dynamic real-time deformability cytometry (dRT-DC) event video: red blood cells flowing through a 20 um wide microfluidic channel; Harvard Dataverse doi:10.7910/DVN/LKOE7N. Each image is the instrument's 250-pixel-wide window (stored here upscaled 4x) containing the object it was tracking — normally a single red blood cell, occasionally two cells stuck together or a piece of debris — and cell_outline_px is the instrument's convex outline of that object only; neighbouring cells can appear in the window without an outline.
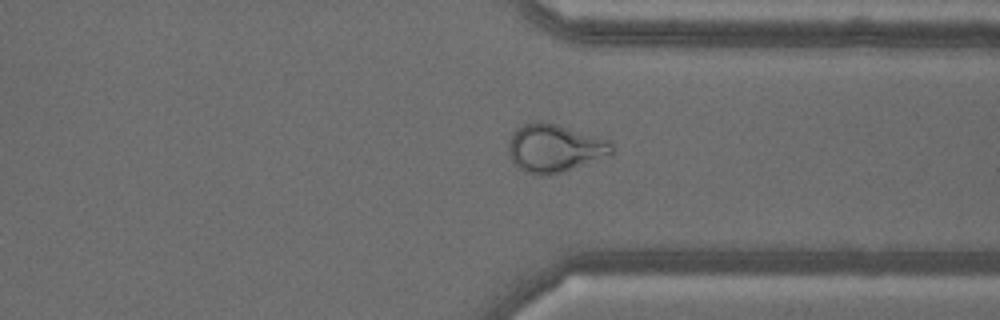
{"species": "common noctule bat (a hibernating species)", "species_latin": "Nyctalus noctula", "temperature_condition": "warm", "stored_images_in_passage": 48, "camera_frame_rate_fps": 3000, "um_per_image_px": 0.085, "animal": {"sex": "male", "body_mass_g": 18.8}, "frame": {"image": 1, "passage_image": 35, "time_ms": 11.333, "image_size_px": [1000, 320], "cell_outline_px": [[616, 148], [612, 156], [564, 172], [548, 176], [524, 172], [516, 168], [508, 152], [508, 144], [512, 132], [516, 128], [524, 124], [536, 120], [544, 120], [608, 140]], "centroid_in_image_um": [47.15, 12.61], "position_along_channel_um": 364.2, "area_um2": 29.65}, "authors_computed_cell_mechanics": {"area_um2": 29.2468, "velocity_mm_per_s": 3.6541, "shape_relaxation_time_tau1_ms": null, "shape_relaxation_time_tau2_ms": 1.3086, "deformation_change_tau1": null, "deformation_change_tau2": 0.0907}}